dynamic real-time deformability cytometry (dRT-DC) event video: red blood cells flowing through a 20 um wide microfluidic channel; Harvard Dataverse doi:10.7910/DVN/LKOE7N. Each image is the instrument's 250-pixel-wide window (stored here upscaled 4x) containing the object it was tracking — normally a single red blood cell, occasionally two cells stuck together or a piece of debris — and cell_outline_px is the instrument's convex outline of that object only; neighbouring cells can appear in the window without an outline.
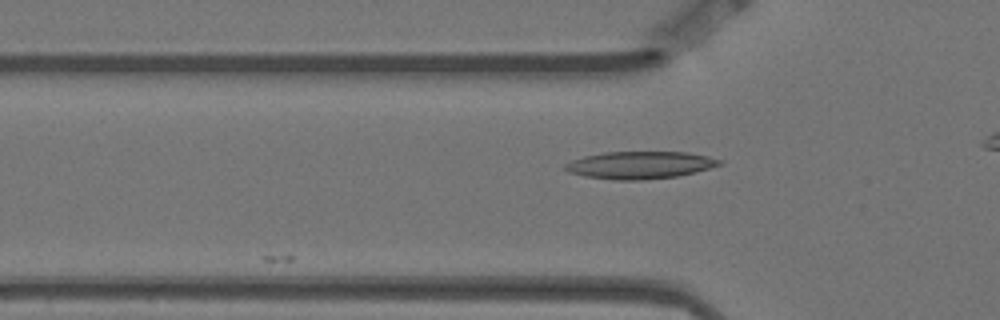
{"species": "Egyptian fruit bat (a non-hibernating species)", "species_latin": "Rousettus aegyptiacus", "temperature_condition": "warm", "stored_images_in_passage": 7, "camera_frame_rate_fps": 3000, "um_per_image_px": 0.085, "animal": {"sex": "female"}, "frame": {"image": 1, "passage_image": 3, "time_ms": 0.667, "image_size_px": [1000, 320], "cell_outline_px": [[724, 164], [676, 176], [644, 180], [612, 180], [584, 176], [568, 172], [564, 168], [564, 164], [572, 160], [584, 156], [604, 152], [688, 152], [708, 156], [724, 160]], "centroid_in_image_um": [54.39, 14.03], "position_along_channel_um": 71.4, "area_um2": 24.68}}
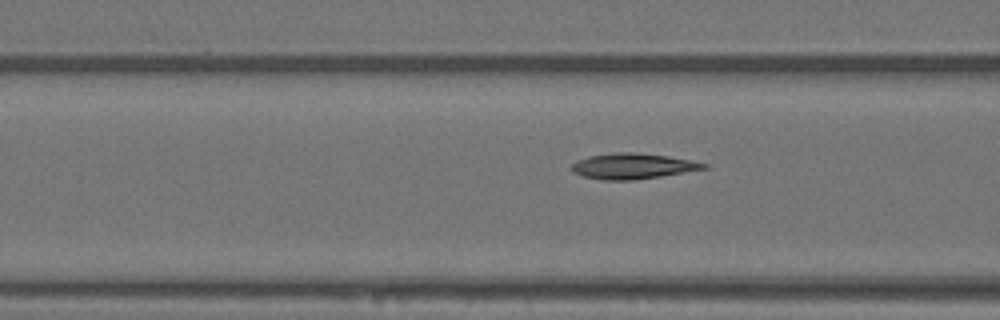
{"frame": {"image": 2, "passage_image": 5, "time_ms": 1.333, "image_size_px": [1000, 320], "cell_outline_px": [[708, 168], [660, 176], [632, 180], [600, 180], [584, 176], [572, 172], [568, 168], [576, 160], [588, 156], [616, 152], [632, 152], [668, 156], [692, 160], [708, 164]], "centroid_in_image_um": [53.73, 14.12], "position_along_channel_um": 112.9, "area_um2": 19.77}}
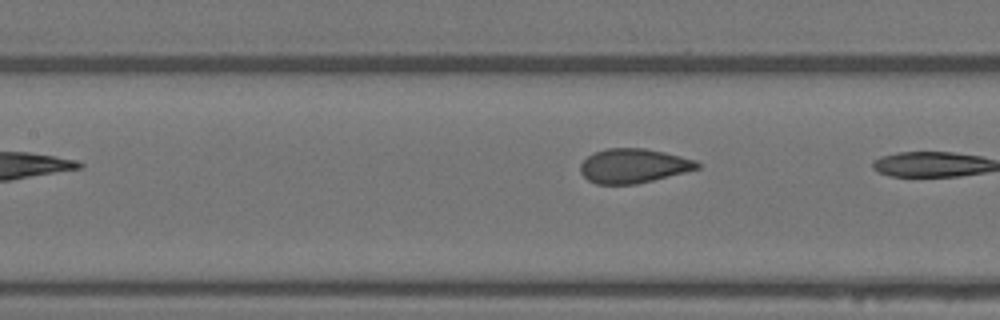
{"frame": {"image": 3, "passage_image": 7, "time_ms": 2.0, "image_size_px": [1000, 320], "cell_outline_px": [[700, 168], [636, 184], [596, 184], [588, 180], [580, 172], [580, 164], [588, 156], [596, 152], [608, 148], [644, 148], [664, 152], [696, 160], [700, 164]], "centroid_in_image_um": [53.83, 14.09], "position_along_channel_um": 153.6, "area_um2": 23.18}}